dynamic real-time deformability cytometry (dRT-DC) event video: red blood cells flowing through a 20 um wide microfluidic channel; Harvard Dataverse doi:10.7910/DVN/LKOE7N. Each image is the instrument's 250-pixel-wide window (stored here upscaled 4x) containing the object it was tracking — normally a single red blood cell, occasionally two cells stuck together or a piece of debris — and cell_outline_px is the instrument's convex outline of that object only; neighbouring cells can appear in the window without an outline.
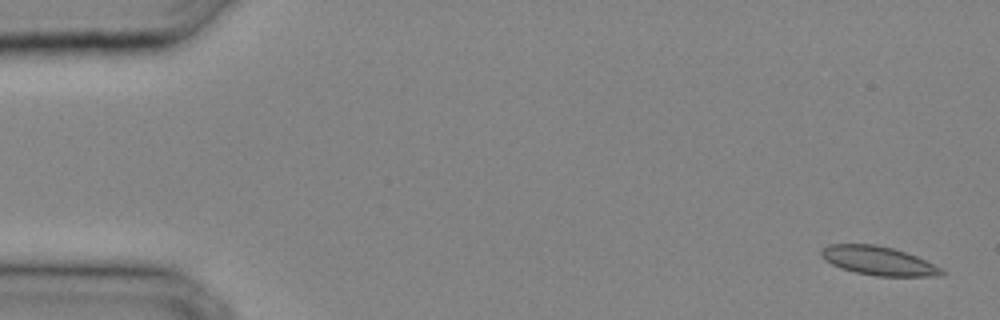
{"species": "common noctule bat (a hibernating species)", "species_latin": "Nyctalus noctula", "temperature_condition": "cold", "stored_images_in_passage": 30, "camera_frame_rate_fps": 3000, "um_per_image_px": 0.085, "animal": {"sex": "male", "body_mass_g": 20.4}, "frame": {"image": 1, "passage_image": 1, "time_ms": 0.0, "image_size_px": [1000, 320], "cell_outline_px": [[948, 272], [944, 276], [876, 276], [856, 272], [840, 268], [832, 264], [820, 256], [820, 248], [828, 244], [876, 244], [892, 248], [916, 256]], "centroid_in_image_um": [74.64, 22.16], "position_along_channel_um": 10.4, "area_um2": 20.23}}
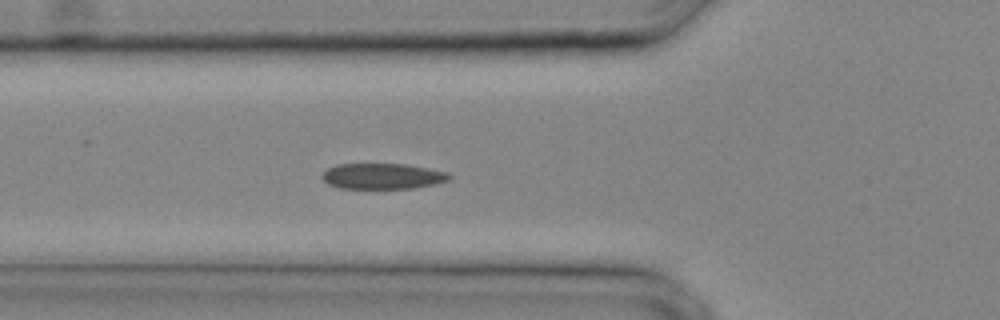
{"frame": {"image": 2, "passage_image": 11, "time_ms": 3.333, "image_size_px": [1000, 320], "cell_outline_px": [[452, 176], [448, 180], [432, 184], [412, 188], [340, 188], [328, 184], [320, 176], [328, 168], [336, 164], [404, 164], [448, 172]], "centroid_in_image_um": [32.48, 14.97], "position_along_channel_um": 93.3, "area_um2": 18.84}}
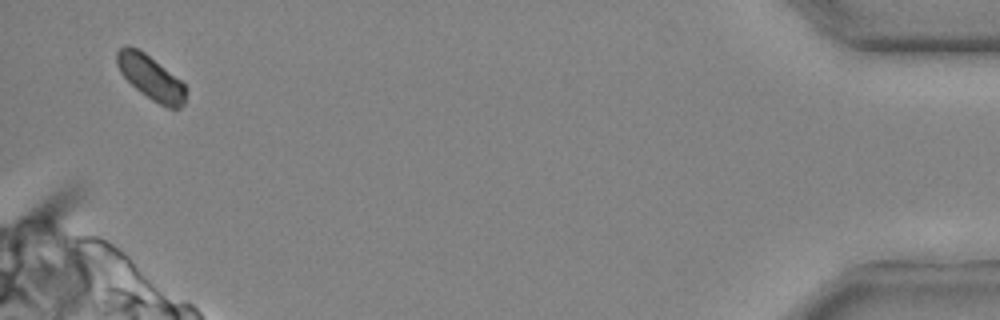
{"frame": {"image": 3, "passage_image": 30, "time_ms": 9.667, "image_size_px": [1000, 320], "cell_outline_px": [[188, 88], [184, 104], [180, 108], [168, 108], [152, 100], [140, 92], [120, 72], [116, 64], [116, 52], [120, 48], [128, 44], [144, 52], [180, 80]], "centroid_in_image_um": [12.82, 6.59], "position_along_channel_um": 422.4, "area_um2": 17.69}}